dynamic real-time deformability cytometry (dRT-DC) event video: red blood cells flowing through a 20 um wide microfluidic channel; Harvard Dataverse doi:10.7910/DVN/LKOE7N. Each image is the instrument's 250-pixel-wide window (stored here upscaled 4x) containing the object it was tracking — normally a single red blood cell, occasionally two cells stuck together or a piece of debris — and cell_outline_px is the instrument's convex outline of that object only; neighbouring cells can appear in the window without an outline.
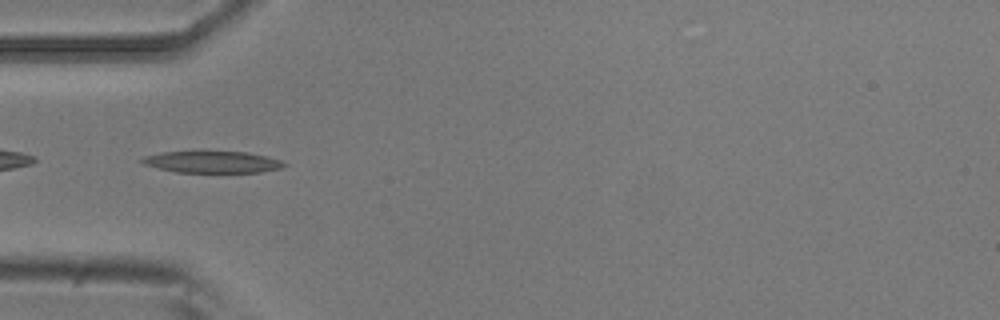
{"species": "common noctule bat (a hibernating species)", "species_latin": "Nyctalus noctula", "temperature_condition": "room temperature", "stored_images_in_passage": 6, "camera_frame_rate_fps": 3000, "um_per_image_px": 0.085, "animal": {"sex": "male", "body_mass_g": 20.5, "forearm_length_mm": 52.5}, "frame": {"image": 1, "passage_image": 4, "time_ms": 1.0, "image_size_px": [1000, 320], "cell_outline_px": [[288, 164], [280, 168], [260, 172], [176, 172], [144, 164], [140, 160], [144, 156], [160, 152], [248, 152], [268, 156], [280, 160]], "centroid_in_image_um": [18.07, 13.77], "position_along_channel_um": 66.9, "area_um2": 17.74}}
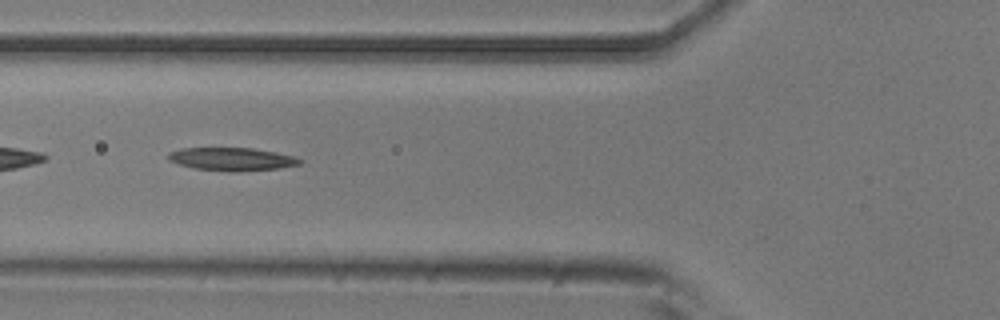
{"frame": {"image": 2, "passage_image": 5, "time_ms": 1.333, "image_size_px": [1000, 320], "cell_outline_px": [[304, 160], [300, 164], [280, 168], [232, 172], [228, 172], [196, 168], [180, 164], [168, 160], [168, 152], [180, 148], [252, 148], [276, 152], [292, 156]], "centroid_in_image_um": [19.71, 13.52], "position_along_channel_um": 106.1, "area_um2": 17.63}}
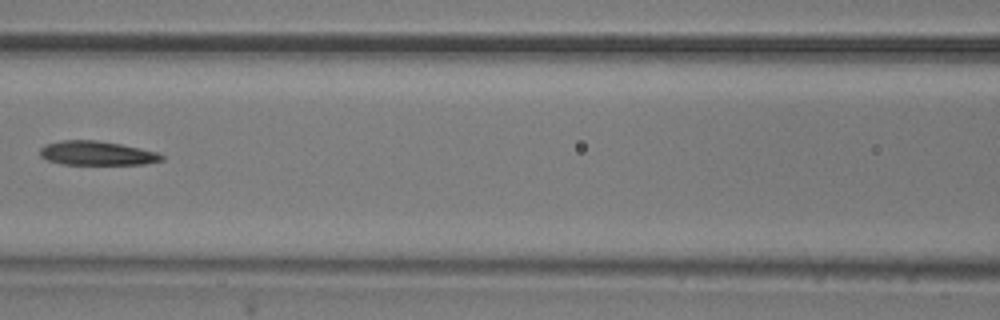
{"frame": {"image": 3, "passage_image": 6, "time_ms": 1.667, "image_size_px": [1000, 320], "cell_outline_px": [[164, 160], [144, 164], [60, 164], [48, 160], [40, 156], [40, 148], [48, 144], [64, 140], [96, 140], [120, 144], [140, 148], [156, 152], [164, 156]], "centroid_in_image_um": [8.24, 13.03], "position_along_channel_um": 158.4, "area_um2": 16.94}}